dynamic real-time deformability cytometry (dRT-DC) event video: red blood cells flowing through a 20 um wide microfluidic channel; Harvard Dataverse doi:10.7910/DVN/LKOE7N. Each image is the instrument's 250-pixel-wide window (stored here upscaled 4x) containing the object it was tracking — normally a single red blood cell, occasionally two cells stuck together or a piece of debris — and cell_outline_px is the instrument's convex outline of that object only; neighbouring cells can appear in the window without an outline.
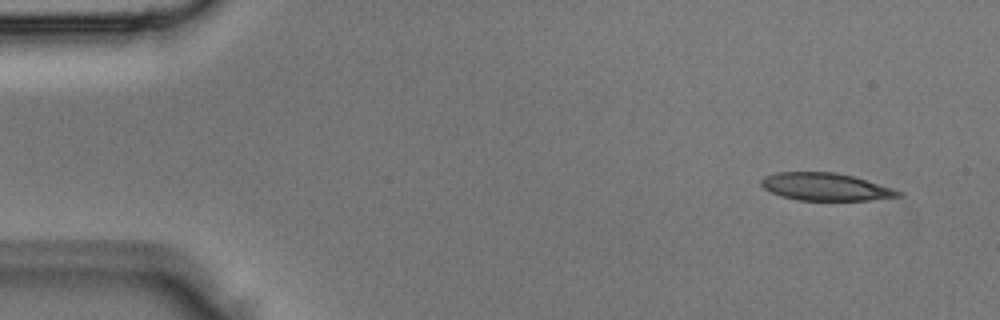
{"species": "Egyptian fruit bat (a non-hibernating species)", "species_latin": "Rousettus aegyptiacus", "temperature_condition": "room temperature", "stored_images_in_passage": 3, "camera_frame_rate_fps": 3000, "um_per_image_px": 0.085, "animal": {"sex": "male"}, "frame": {"image": 1, "passage_image": 1, "time_ms": 0.0, "image_size_px": [1000, 320], "cell_outline_px": [[904, 196], [868, 200], [796, 200], [780, 196], [764, 188], [760, 184], [760, 180], [764, 176], [776, 172], [836, 172], [852, 176], [892, 188], [904, 192]], "centroid_in_image_um": [70.16, 15.88], "position_along_channel_um": 14.8, "area_um2": 22.02}}
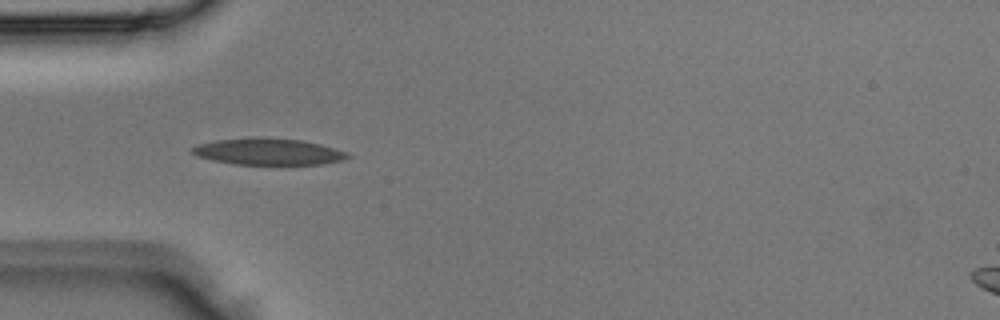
{"frame": {"image": 2, "passage_image": 3, "time_ms": 0.667, "image_size_px": [1000, 320], "cell_outline_px": [[352, 156], [340, 160], [320, 164], [236, 164], [212, 160], [196, 156], [188, 148], [196, 144], [216, 140], [252, 136], [256, 136], [304, 140], [320, 144], [348, 152]], "centroid_in_image_um": [22.74, 12.86], "position_along_channel_um": 62.3, "area_um2": 24.33}}